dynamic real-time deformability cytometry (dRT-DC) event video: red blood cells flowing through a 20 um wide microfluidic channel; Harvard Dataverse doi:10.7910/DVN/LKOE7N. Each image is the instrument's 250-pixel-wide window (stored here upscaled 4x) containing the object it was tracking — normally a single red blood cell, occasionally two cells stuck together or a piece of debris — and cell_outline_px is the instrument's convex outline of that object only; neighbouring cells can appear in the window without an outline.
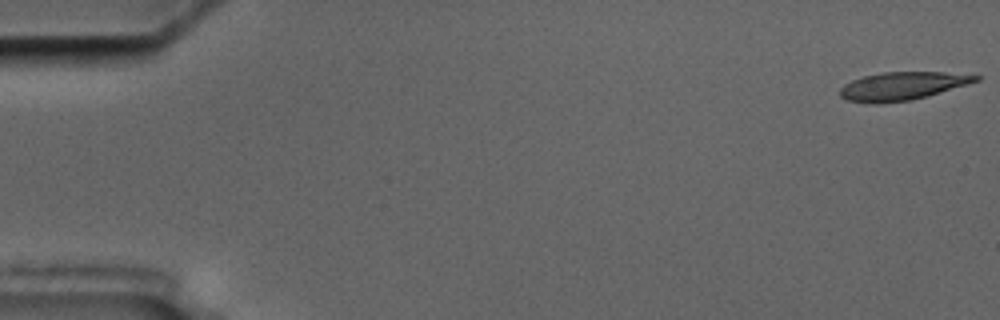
{"species": "common noctule bat (a hibernating species)", "species_latin": "Nyctalus noctula", "temperature_condition": "cold", "stored_images_in_passage": 13, "camera_frame_rate_fps": 3000, "um_per_image_px": 0.085, "animal": {"sex": "male", "body_mass_g": 17.5, "forearm_length_mm": 52.3}, "frame": {"image": 1, "passage_image": 1, "time_ms": 0.0, "image_size_px": [1000, 320], "cell_outline_px": [[980, 80], [968, 84], [928, 96], [912, 100], [880, 104], [872, 104], [848, 100], [840, 96], [840, 88], [844, 84], [852, 80], [864, 76], [884, 72], [944, 72], [980, 76]], "centroid_in_image_um": [76.67, 7.32], "position_along_channel_um": 8.3, "area_um2": 22.25}}